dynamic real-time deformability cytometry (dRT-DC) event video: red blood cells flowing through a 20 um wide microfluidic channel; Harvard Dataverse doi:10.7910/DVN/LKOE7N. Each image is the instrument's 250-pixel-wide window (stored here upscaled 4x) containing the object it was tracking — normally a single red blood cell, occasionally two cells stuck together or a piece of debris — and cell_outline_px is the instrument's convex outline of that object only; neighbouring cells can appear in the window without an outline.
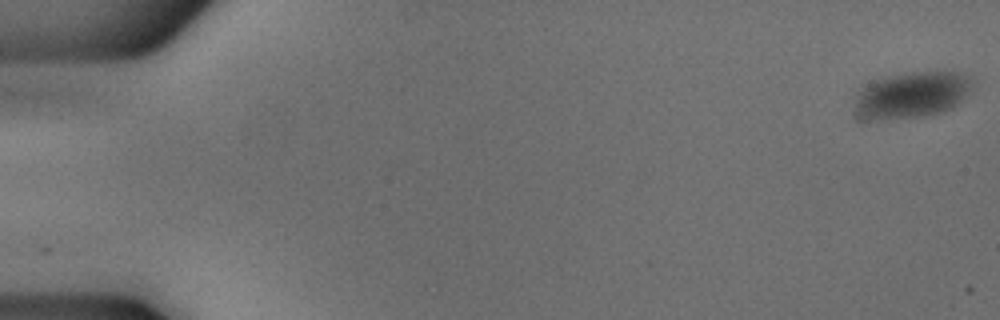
{"species": "common noctule bat (a hibernating species)", "species_latin": "Nyctalus noctula", "temperature_condition": "cold", "stored_images_in_passage": 5, "camera_frame_rate_fps": 3000, "um_per_image_px": 0.085, "animal": {"sex": "male", "body_mass_g": 18.8}, "frame": {"image": 1, "passage_image": 1, "time_ms": 0.0, "image_size_px": [1000, 320], "cell_outline_px": [[976, 80], [972, 88], [952, 108], [936, 112], [916, 116], [856, 116], [856, 104], [860, 92], [872, 80], [880, 76], [936, 68], [956, 72]], "centroid_in_image_um": [77.61, 7.93], "position_along_channel_um": 7.4, "area_um2": 31.04}}
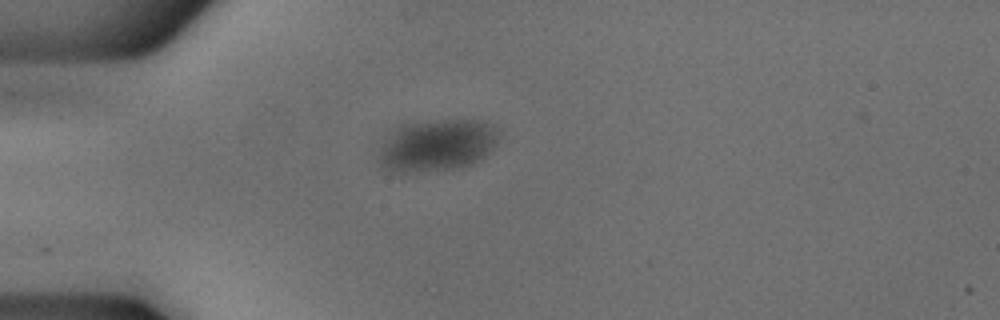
{"frame": {"image": 2, "passage_image": 5, "time_ms": 1.333, "image_size_px": [1000, 320], "cell_outline_px": [[500, 136], [488, 152], [484, 156], [472, 164], [452, 168], [404, 172], [396, 172], [384, 168], [376, 160], [384, 140], [392, 128], [400, 124], [416, 120], [476, 120], [488, 124], [496, 128], [500, 132]], "centroid_in_image_um": [37.07, 12.31], "position_along_channel_um": 47.9, "area_um2": 36.47}}